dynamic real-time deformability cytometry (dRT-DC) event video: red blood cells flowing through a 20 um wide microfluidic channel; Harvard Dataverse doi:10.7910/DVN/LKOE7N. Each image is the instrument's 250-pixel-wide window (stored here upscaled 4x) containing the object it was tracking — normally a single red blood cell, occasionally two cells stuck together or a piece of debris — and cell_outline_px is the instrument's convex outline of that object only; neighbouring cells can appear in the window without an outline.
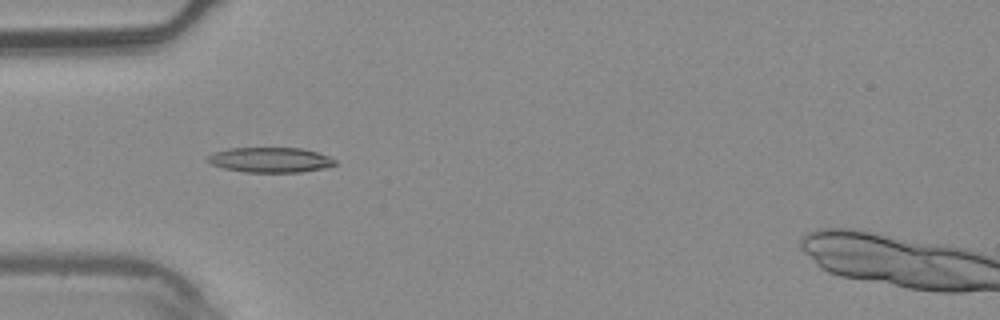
{"species": "common noctule bat (a hibernating species)", "species_latin": "Nyctalus noctula", "temperature_condition": "warm", "stored_images_in_passage": 7, "camera_frame_rate_fps": 3000, "um_per_image_px": 0.085, "animal": {"sex": "male", "body_mass_g": 20.4}, "frame": {"image": 1, "passage_image": 5, "time_ms": 1.333, "image_size_px": [1000, 320], "cell_outline_px": [[336, 164], [324, 168], [300, 172], [244, 172], [224, 168], [212, 164], [204, 160], [208, 156], [216, 152], [228, 148], [304, 148], [328, 156], [336, 160]], "centroid_in_image_um": [22.97, 13.59], "position_along_channel_um": 62.0, "area_um2": 18.55}}
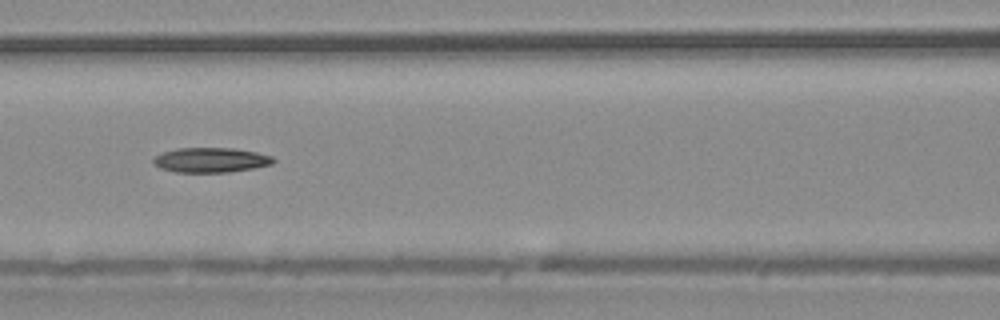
{"frame": {"image": 2, "passage_image": 7, "time_ms": 2.0, "image_size_px": [1000, 320], "cell_outline_px": [[276, 160], [272, 164], [252, 168], [228, 172], [176, 172], [160, 168], [152, 164], [152, 160], [156, 156], [164, 152], [176, 148], [232, 148], [256, 152], [272, 156]], "centroid_in_image_um": [17.9, 13.6], "position_along_channel_um": 148.7, "area_um2": 17.28}}